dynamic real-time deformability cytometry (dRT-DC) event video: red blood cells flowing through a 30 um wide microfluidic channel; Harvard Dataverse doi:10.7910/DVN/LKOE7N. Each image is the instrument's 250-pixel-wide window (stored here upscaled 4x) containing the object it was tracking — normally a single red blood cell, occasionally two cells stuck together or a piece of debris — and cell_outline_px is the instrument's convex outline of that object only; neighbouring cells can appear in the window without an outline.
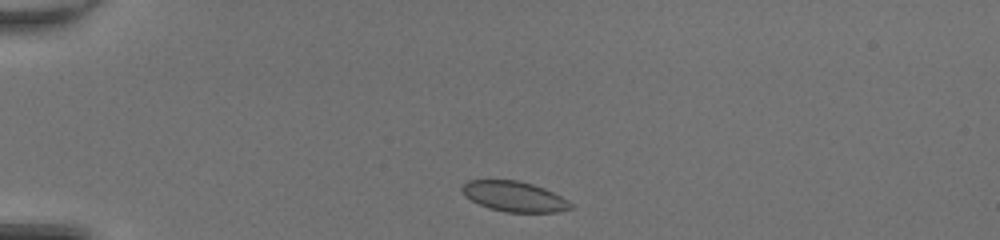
{"species": "common noctule bat (a hibernating species)", "species_latin": "Nyctalus noctula", "temperature_condition": "room temperature", "stored_images_in_passage": 38, "camera_frame_rate_fps": 3000, "um_per_image_px": 0.085, "animal": {"sex": "female", "body_mass_g": 20.0, "forearm_length_mm": 54.0}, "frame": {"image": 1, "passage_image": 2, "time_ms": 0.333, "image_size_px": [1000, 240], "cell_outline_px": [[572, 208], [556, 212], [504, 212], [488, 208], [464, 196], [460, 188], [468, 180], [516, 180], [532, 184], [544, 188], [568, 200], [572, 204]], "centroid_in_image_um": [43.69, 16.7], "position_along_channel_um": 41.3, "area_um2": 19.07}}
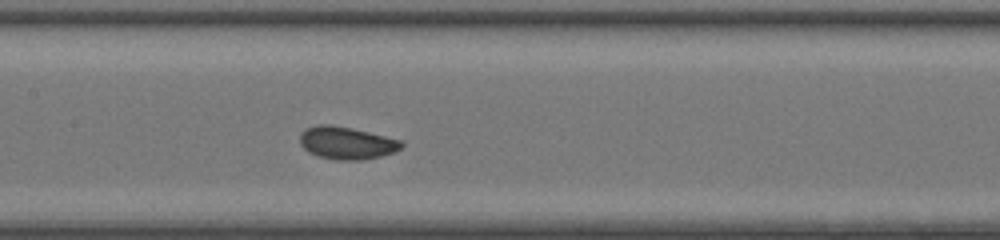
{"frame": {"image": 2, "passage_image": 15, "time_ms": 4.667, "image_size_px": [1000, 240], "cell_outline_px": [[404, 144], [400, 148], [392, 152], [380, 156], [364, 160], [336, 160], [320, 156], [308, 152], [300, 144], [300, 132], [304, 128], [316, 124], [332, 124], [352, 128], [404, 140]], "centroid_in_image_um": [29.45, 12.13], "position_along_channel_um": 178.0, "area_um2": 19.48}}
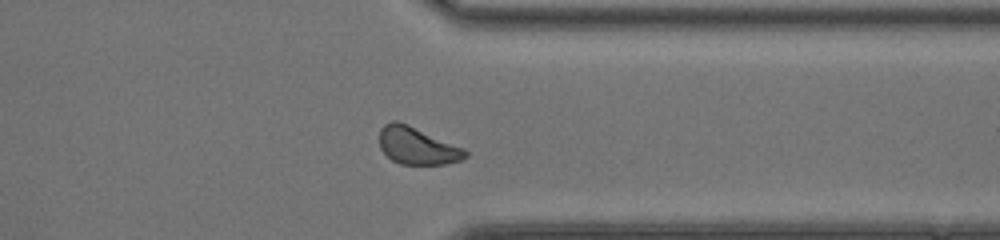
{"frame": {"image": 3, "passage_image": 29, "time_ms": 9.333, "image_size_px": [1000, 240], "cell_outline_px": [[468, 156], [460, 160], [444, 164], [400, 164], [392, 160], [380, 148], [380, 128], [384, 124], [392, 120], [396, 120], [408, 124], [464, 148], [468, 152]], "centroid_in_image_um": [35.46, 12.38], "position_along_channel_um": 375.9, "area_um2": 18.61}, "authors_computed_cell_mechanics": {"area_um2": 19.0162, "velocity_mm_per_s": 4.2665, "shape_relaxation_time_tau1_ms": 2.2344, "shape_relaxation_time_tau2_ms": null, "deformation_change_tau1": 0.0484, "deformation_change_tau2": null}}